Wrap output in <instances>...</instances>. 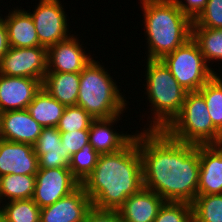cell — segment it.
<instances>
[{
	"instance_id": "5bb4252c",
	"label": "cell",
	"mask_w": 222,
	"mask_h": 222,
	"mask_svg": "<svg viewBox=\"0 0 222 222\" xmlns=\"http://www.w3.org/2000/svg\"><path fill=\"white\" fill-rule=\"evenodd\" d=\"M38 169L34 145L0 140V177L7 174L36 175Z\"/></svg>"
},
{
	"instance_id": "f35d334b",
	"label": "cell",
	"mask_w": 222,
	"mask_h": 222,
	"mask_svg": "<svg viewBox=\"0 0 222 222\" xmlns=\"http://www.w3.org/2000/svg\"><path fill=\"white\" fill-rule=\"evenodd\" d=\"M1 114V113H0ZM2 139V137H1V124H0V140Z\"/></svg>"
},
{
	"instance_id": "d4e9b609",
	"label": "cell",
	"mask_w": 222,
	"mask_h": 222,
	"mask_svg": "<svg viewBox=\"0 0 222 222\" xmlns=\"http://www.w3.org/2000/svg\"><path fill=\"white\" fill-rule=\"evenodd\" d=\"M191 205L193 222H222V194L197 195Z\"/></svg>"
},
{
	"instance_id": "6da1fadb",
	"label": "cell",
	"mask_w": 222,
	"mask_h": 222,
	"mask_svg": "<svg viewBox=\"0 0 222 222\" xmlns=\"http://www.w3.org/2000/svg\"><path fill=\"white\" fill-rule=\"evenodd\" d=\"M137 132L144 188L165 201L191 204L198 195L199 145L175 140L164 130Z\"/></svg>"
},
{
	"instance_id": "484cf974",
	"label": "cell",
	"mask_w": 222,
	"mask_h": 222,
	"mask_svg": "<svg viewBox=\"0 0 222 222\" xmlns=\"http://www.w3.org/2000/svg\"><path fill=\"white\" fill-rule=\"evenodd\" d=\"M6 203L1 206L5 222H40L41 208L33 199L6 201Z\"/></svg>"
},
{
	"instance_id": "ffe728a7",
	"label": "cell",
	"mask_w": 222,
	"mask_h": 222,
	"mask_svg": "<svg viewBox=\"0 0 222 222\" xmlns=\"http://www.w3.org/2000/svg\"><path fill=\"white\" fill-rule=\"evenodd\" d=\"M80 73L47 72L42 87L59 103L77 105Z\"/></svg>"
},
{
	"instance_id": "44dd1931",
	"label": "cell",
	"mask_w": 222,
	"mask_h": 222,
	"mask_svg": "<svg viewBox=\"0 0 222 222\" xmlns=\"http://www.w3.org/2000/svg\"><path fill=\"white\" fill-rule=\"evenodd\" d=\"M65 106L54 99L43 87L26 110L42 128L57 127Z\"/></svg>"
},
{
	"instance_id": "277c9868",
	"label": "cell",
	"mask_w": 222,
	"mask_h": 222,
	"mask_svg": "<svg viewBox=\"0 0 222 222\" xmlns=\"http://www.w3.org/2000/svg\"><path fill=\"white\" fill-rule=\"evenodd\" d=\"M107 71L92 59L80 72L77 106L93 119L112 118L127 109L125 97Z\"/></svg>"
},
{
	"instance_id": "603a6c76",
	"label": "cell",
	"mask_w": 222,
	"mask_h": 222,
	"mask_svg": "<svg viewBox=\"0 0 222 222\" xmlns=\"http://www.w3.org/2000/svg\"><path fill=\"white\" fill-rule=\"evenodd\" d=\"M192 39L197 43L206 63L222 60V29L192 27Z\"/></svg>"
},
{
	"instance_id": "d6986e66",
	"label": "cell",
	"mask_w": 222,
	"mask_h": 222,
	"mask_svg": "<svg viewBox=\"0 0 222 222\" xmlns=\"http://www.w3.org/2000/svg\"><path fill=\"white\" fill-rule=\"evenodd\" d=\"M24 10L14 8L4 17L9 46L16 48L41 46L34 21L28 11Z\"/></svg>"
},
{
	"instance_id": "2e32d148",
	"label": "cell",
	"mask_w": 222,
	"mask_h": 222,
	"mask_svg": "<svg viewBox=\"0 0 222 222\" xmlns=\"http://www.w3.org/2000/svg\"><path fill=\"white\" fill-rule=\"evenodd\" d=\"M0 124L2 139L31 145L37 142L42 130L26 109L2 112Z\"/></svg>"
},
{
	"instance_id": "4fadbf2b",
	"label": "cell",
	"mask_w": 222,
	"mask_h": 222,
	"mask_svg": "<svg viewBox=\"0 0 222 222\" xmlns=\"http://www.w3.org/2000/svg\"><path fill=\"white\" fill-rule=\"evenodd\" d=\"M92 206L90 197L80 185L54 204L41 208L40 222H84Z\"/></svg>"
},
{
	"instance_id": "7402d4cb",
	"label": "cell",
	"mask_w": 222,
	"mask_h": 222,
	"mask_svg": "<svg viewBox=\"0 0 222 222\" xmlns=\"http://www.w3.org/2000/svg\"><path fill=\"white\" fill-rule=\"evenodd\" d=\"M36 183L35 175L7 174L0 177V203L3 200L32 199ZM3 199V200H2Z\"/></svg>"
},
{
	"instance_id": "30bf717a",
	"label": "cell",
	"mask_w": 222,
	"mask_h": 222,
	"mask_svg": "<svg viewBox=\"0 0 222 222\" xmlns=\"http://www.w3.org/2000/svg\"><path fill=\"white\" fill-rule=\"evenodd\" d=\"M33 201L44 208L76 190L81 183L68 168L38 169Z\"/></svg>"
},
{
	"instance_id": "4dcf8cb0",
	"label": "cell",
	"mask_w": 222,
	"mask_h": 222,
	"mask_svg": "<svg viewBox=\"0 0 222 222\" xmlns=\"http://www.w3.org/2000/svg\"><path fill=\"white\" fill-rule=\"evenodd\" d=\"M38 156L39 169L68 168L70 167L71 155L65 149L45 150V154Z\"/></svg>"
},
{
	"instance_id": "74e56055",
	"label": "cell",
	"mask_w": 222,
	"mask_h": 222,
	"mask_svg": "<svg viewBox=\"0 0 222 222\" xmlns=\"http://www.w3.org/2000/svg\"><path fill=\"white\" fill-rule=\"evenodd\" d=\"M0 222H5L4 221V214H3V210L2 208L0 207Z\"/></svg>"
},
{
	"instance_id": "836d02e7",
	"label": "cell",
	"mask_w": 222,
	"mask_h": 222,
	"mask_svg": "<svg viewBox=\"0 0 222 222\" xmlns=\"http://www.w3.org/2000/svg\"><path fill=\"white\" fill-rule=\"evenodd\" d=\"M84 222H125L118 210L100 209L92 206L87 212Z\"/></svg>"
},
{
	"instance_id": "3957f363",
	"label": "cell",
	"mask_w": 222,
	"mask_h": 222,
	"mask_svg": "<svg viewBox=\"0 0 222 222\" xmlns=\"http://www.w3.org/2000/svg\"><path fill=\"white\" fill-rule=\"evenodd\" d=\"M147 36V59H162L192 37L193 21L176 0H140Z\"/></svg>"
},
{
	"instance_id": "e0dca14e",
	"label": "cell",
	"mask_w": 222,
	"mask_h": 222,
	"mask_svg": "<svg viewBox=\"0 0 222 222\" xmlns=\"http://www.w3.org/2000/svg\"><path fill=\"white\" fill-rule=\"evenodd\" d=\"M164 202L157 193L143 187L128 197L118 212L125 222H154Z\"/></svg>"
},
{
	"instance_id": "7c38bea8",
	"label": "cell",
	"mask_w": 222,
	"mask_h": 222,
	"mask_svg": "<svg viewBox=\"0 0 222 222\" xmlns=\"http://www.w3.org/2000/svg\"><path fill=\"white\" fill-rule=\"evenodd\" d=\"M41 88L38 79L0 74V113L26 109Z\"/></svg>"
},
{
	"instance_id": "7a4b0ae2",
	"label": "cell",
	"mask_w": 222,
	"mask_h": 222,
	"mask_svg": "<svg viewBox=\"0 0 222 222\" xmlns=\"http://www.w3.org/2000/svg\"><path fill=\"white\" fill-rule=\"evenodd\" d=\"M100 209H115L143 186L142 158L138 149V133L120 151L100 154L93 172L81 184Z\"/></svg>"
},
{
	"instance_id": "8d00e7d4",
	"label": "cell",
	"mask_w": 222,
	"mask_h": 222,
	"mask_svg": "<svg viewBox=\"0 0 222 222\" xmlns=\"http://www.w3.org/2000/svg\"><path fill=\"white\" fill-rule=\"evenodd\" d=\"M216 145H217L220 149H222V132L220 133L219 140H218V142L216 143Z\"/></svg>"
},
{
	"instance_id": "f1b7e54d",
	"label": "cell",
	"mask_w": 222,
	"mask_h": 222,
	"mask_svg": "<svg viewBox=\"0 0 222 222\" xmlns=\"http://www.w3.org/2000/svg\"><path fill=\"white\" fill-rule=\"evenodd\" d=\"M154 222H193L192 205L187 202L165 201Z\"/></svg>"
},
{
	"instance_id": "d6a6232c",
	"label": "cell",
	"mask_w": 222,
	"mask_h": 222,
	"mask_svg": "<svg viewBox=\"0 0 222 222\" xmlns=\"http://www.w3.org/2000/svg\"><path fill=\"white\" fill-rule=\"evenodd\" d=\"M89 144V130L61 133V145L71 156Z\"/></svg>"
},
{
	"instance_id": "52a82bcc",
	"label": "cell",
	"mask_w": 222,
	"mask_h": 222,
	"mask_svg": "<svg viewBox=\"0 0 222 222\" xmlns=\"http://www.w3.org/2000/svg\"><path fill=\"white\" fill-rule=\"evenodd\" d=\"M161 60L187 92L199 91L216 74L192 37Z\"/></svg>"
},
{
	"instance_id": "9c48e42d",
	"label": "cell",
	"mask_w": 222,
	"mask_h": 222,
	"mask_svg": "<svg viewBox=\"0 0 222 222\" xmlns=\"http://www.w3.org/2000/svg\"><path fill=\"white\" fill-rule=\"evenodd\" d=\"M47 73V48L9 47L0 60V74L5 76L29 77L43 83Z\"/></svg>"
},
{
	"instance_id": "d590c367",
	"label": "cell",
	"mask_w": 222,
	"mask_h": 222,
	"mask_svg": "<svg viewBox=\"0 0 222 222\" xmlns=\"http://www.w3.org/2000/svg\"><path fill=\"white\" fill-rule=\"evenodd\" d=\"M9 42H8V35H7V28L5 25V21L0 16V60L3 55L9 50Z\"/></svg>"
},
{
	"instance_id": "ba28073f",
	"label": "cell",
	"mask_w": 222,
	"mask_h": 222,
	"mask_svg": "<svg viewBox=\"0 0 222 222\" xmlns=\"http://www.w3.org/2000/svg\"><path fill=\"white\" fill-rule=\"evenodd\" d=\"M61 4L60 0H39L33 13L28 12L34 21L40 45L47 49L72 36L67 34V14Z\"/></svg>"
},
{
	"instance_id": "f546056e",
	"label": "cell",
	"mask_w": 222,
	"mask_h": 222,
	"mask_svg": "<svg viewBox=\"0 0 222 222\" xmlns=\"http://www.w3.org/2000/svg\"><path fill=\"white\" fill-rule=\"evenodd\" d=\"M192 27L222 29V0H208Z\"/></svg>"
},
{
	"instance_id": "5b68a950",
	"label": "cell",
	"mask_w": 222,
	"mask_h": 222,
	"mask_svg": "<svg viewBox=\"0 0 222 222\" xmlns=\"http://www.w3.org/2000/svg\"><path fill=\"white\" fill-rule=\"evenodd\" d=\"M146 93L153 117L149 128L143 130H164L179 114L184 103L185 90L173 77L161 59H147Z\"/></svg>"
},
{
	"instance_id": "4316f807",
	"label": "cell",
	"mask_w": 222,
	"mask_h": 222,
	"mask_svg": "<svg viewBox=\"0 0 222 222\" xmlns=\"http://www.w3.org/2000/svg\"><path fill=\"white\" fill-rule=\"evenodd\" d=\"M99 156L90 143L72 155L69 169L81 184L93 172Z\"/></svg>"
},
{
	"instance_id": "8992f818",
	"label": "cell",
	"mask_w": 222,
	"mask_h": 222,
	"mask_svg": "<svg viewBox=\"0 0 222 222\" xmlns=\"http://www.w3.org/2000/svg\"><path fill=\"white\" fill-rule=\"evenodd\" d=\"M164 131L175 140L195 145L216 144L220 136L199 91L187 92L179 114Z\"/></svg>"
},
{
	"instance_id": "9a60e30c",
	"label": "cell",
	"mask_w": 222,
	"mask_h": 222,
	"mask_svg": "<svg viewBox=\"0 0 222 222\" xmlns=\"http://www.w3.org/2000/svg\"><path fill=\"white\" fill-rule=\"evenodd\" d=\"M199 164L198 195L222 194V149L199 145Z\"/></svg>"
},
{
	"instance_id": "e575fe53",
	"label": "cell",
	"mask_w": 222,
	"mask_h": 222,
	"mask_svg": "<svg viewBox=\"0 0 222 222\" xmlns=\"http://www.w3.org/2000/svg\"><path fill=\"white\" fill-rule=\"evenodd\" d=\"M208 0H176L179 9L192 21H194L199 14L204 10Z\"/></svg>"
},
{
	"instance_id": "1f68e13d",
	"label": "cell",
	"mask_w": 222,
	"mask_h": 222,
	"mask_svg": "<svg viewBox=\"0 0 222 222\" xmlns=\"http://www.w3.org/2000/svg\"><path fill=\"white\" fill-rule=\"evenodd\" d=\"M65 149L61 145V133L57 127L42 128L41 134L34 144L35 154H45V150Z\"/></svg>"
},
{
	"instance_id": "cb8c5ba5",
	"label": "cell",
	"mask_w": 222,
	"mask_h": 222,
	"mask_svg": "<svg viewBox=\"0 0 222 222\" xmlns=\"http://www.w3.org/2000/svg\"><path fill=\"white\" fill-rule=\"evenodd\" d=\"M216 73L200 90L213 126L222 132V78Z\"/></svg>"
},
{
	"instance_id": "8fae6325",
	"label": "cell",
	"mask_w": 222,
	"mask_h": 222,
	"mask_svg": "<svg viewBox=\"0 0 222 222\" xmlns=\"http://www.w3.org/2000/svg\"><path fill=\"white\" fill-rule=\"evenodd\" d=\"M72 34L47 49V72L80 73L93 59Z\"/></svg>"
},
{
	"instance_id": "83f0119b",
	"label": "cell",
	"mask_w": 222,
	"mask_h": 222,
	"mask_svg": "<svg viewBox=\"0 0 222 222\" xmlns=\"http://www.w3.org/2000/svg\"><path fill=\"white\" fill-rule=\"evenodd\" d=\"M94 119L80 106H66L57 129L60 133L89 130Z\"/></svg>"
},
{
	"instance_id": "ac0fdd59",
	"label": "cell",
	"mask_w": 222,
	"mask_h": 222,
	"mask_svg": "<svg viewBox=\"0 0 222 222\" xmlns=\"http://www.w3.org/2000/svg\"><path fill=\"white\" fill-rule=\"evenodd\" d=\"M120 115L108 119H94L89 127V143L99 154L115 153L124 148L134 137L117 133L112 125L120 120ZM111 126V127H110ZM114 130V131H113Z\"/></svg>"
}]
</instances>
